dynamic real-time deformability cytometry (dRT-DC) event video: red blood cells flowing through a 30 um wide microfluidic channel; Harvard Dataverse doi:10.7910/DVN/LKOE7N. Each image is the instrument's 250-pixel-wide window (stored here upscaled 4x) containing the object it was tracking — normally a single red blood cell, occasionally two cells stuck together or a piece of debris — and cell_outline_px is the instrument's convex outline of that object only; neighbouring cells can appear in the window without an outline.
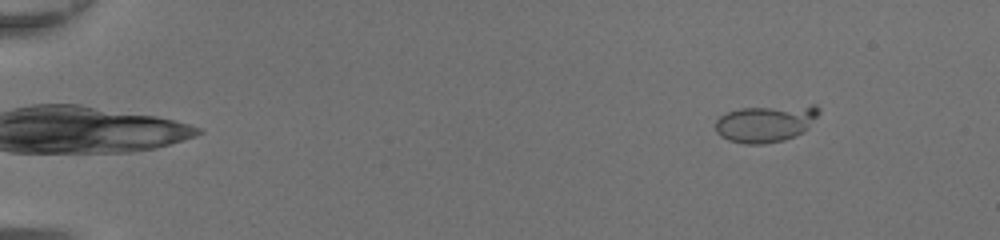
{"species": "common noctule bat (a hibernating species)", "species_latin": "Nyctalus noctula", "temperature_condition": "room temperature", "stored_images_in_passage": 4, "camera_frame_rate_fps": 3000, "um_per_image_px": 0.085, "animal": {"sex": "female", "body_mass_g": 20.0, "forearm_length_mm": 54.0}, "frame": {"image": 1, "passage_image": 1, "time_ms": 0.0, "image_size_px": [1000, 240], "cell_outline_px": [[820, 112], [808, 128], [804, 132], [796, 136], [784, 140], [764, 144], [744, 144], [728, 140], [720, 136], [716, 132], [716, 120], [720, 116], [728, 112], [740, 108], [812, 104], [816, 104], [820, 108]], "centroid_in_image_um": [65.12, 10.48], "position_along_channel_um": 19.9, "area_um2": 22.72}}